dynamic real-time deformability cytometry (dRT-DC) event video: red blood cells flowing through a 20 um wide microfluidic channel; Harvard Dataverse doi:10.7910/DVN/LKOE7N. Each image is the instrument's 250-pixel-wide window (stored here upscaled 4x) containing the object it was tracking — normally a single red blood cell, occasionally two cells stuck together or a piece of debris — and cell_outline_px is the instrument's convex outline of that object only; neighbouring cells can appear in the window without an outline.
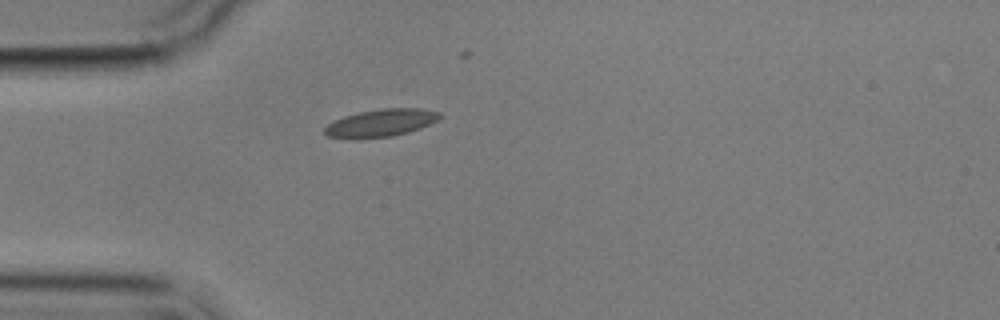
{"species": "common noctule bat (a hibernating species)", "species_latin": "Nyctalus noctula", "temperature_condition": "cold", "stored_images_in_passage": 2, "camera_frame_rate_fps": 3000, "um_per_image_px": 0.085, "animal": {"sex": "male", "body_mass_g": 17.9}, "frame": {"image": 1, "passage_image": 1, "time_ms": 0.0, "image_size_px": [1000, 320], "cell_outline_px": [[444, 116], [420, 128], [408, 132], [392, 136], [328, 136], [324, 132], [324, 128], [328, 124], [344, 116], [360, 112], [384, 108], [420, 108], [440, 112]], "centroid_in_image_um": [32.47, 10.4], "position_along_channel_um": 52.5, "area_um2": 17.63}}